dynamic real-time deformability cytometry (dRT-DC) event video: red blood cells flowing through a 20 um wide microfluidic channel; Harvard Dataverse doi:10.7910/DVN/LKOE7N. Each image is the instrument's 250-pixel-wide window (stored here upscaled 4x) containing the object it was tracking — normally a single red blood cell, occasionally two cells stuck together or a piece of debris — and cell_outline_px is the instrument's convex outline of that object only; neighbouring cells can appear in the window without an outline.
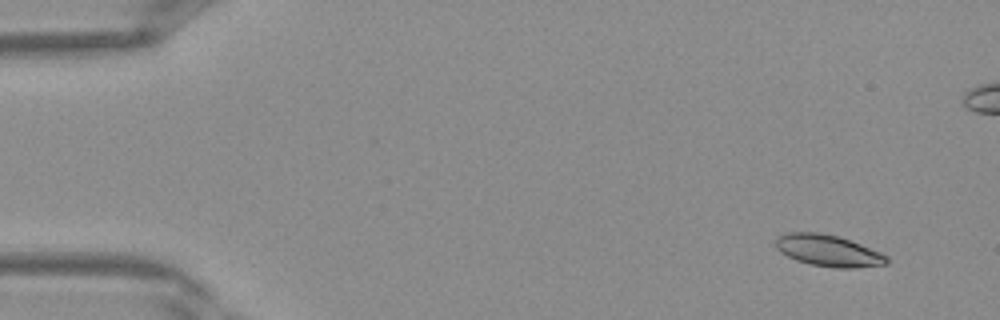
{"species": "Egyptian fruit bat (a non-hibernating species)", "species_latin": "Rousettus aegyptiacus", "temperature_condition": "warm", "stored_images_in_passage": 39, "camera_frame_rate_fps": 3000, "um_per_image_px": 0.085, "frame": {"image": 1, "passage_image": 1, "time_ms": 0.0, "image_size_px": [1000, 320], "cell_outline_px": [[888, 264], [852, 268], [832, 268], [812, 264], [796, 260], [780, 252], [776, 248], [776, 240], [780, 236], [788, 232], [820, 232], [836, 236], [860, 244], [880, 252], [888, 256]], "centroid_in_image_um": [70.41, 21.31], "position_along_channel_um": 14.6, "area_um2": 20.23}}
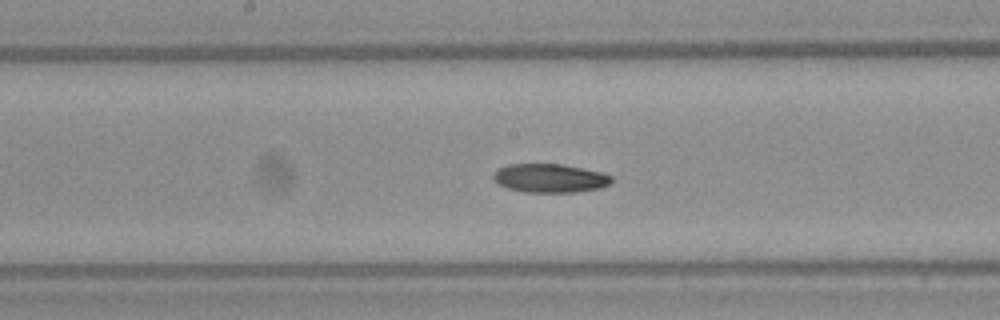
{"frame": {"image": 2, "passage_image": 19, "time_ms": 6.0, "image_size_px": [1000, 320], "cell_outline_px": [[612, 180], [608, 184], [600, 188], [576, 192], [524, 192], [508, 188], [500, 184], [492, 176], [500, 168], [508, 164], [560, 164], [600, 172], [612, 176]], "centroid_in_image_um": [46.75, 15.15], "position_along_channel_um": 201.5, "area_um2": 19.42}}
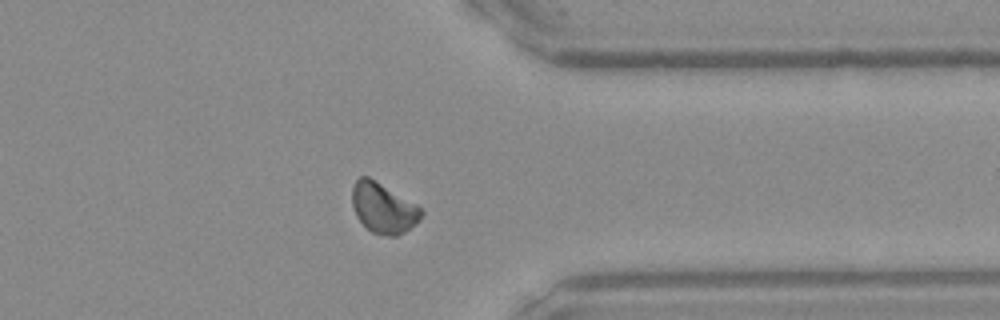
{"frame": {"image": 3, "passage_image": 30, "time_ms": 9.667, "image_size_px": [1000, 320], "cell_outline_px": [[424, 212], [404, 232], [396, 236], [388, 236], [372, 232], [356, 216], [352, 204], [352, 184], [360, 176], [368, 176], [416, 204]], "centroid_in_image_um": [32.53, 17.65], "position_along_channel_um": 378.9, "area_um2": 19.77}}